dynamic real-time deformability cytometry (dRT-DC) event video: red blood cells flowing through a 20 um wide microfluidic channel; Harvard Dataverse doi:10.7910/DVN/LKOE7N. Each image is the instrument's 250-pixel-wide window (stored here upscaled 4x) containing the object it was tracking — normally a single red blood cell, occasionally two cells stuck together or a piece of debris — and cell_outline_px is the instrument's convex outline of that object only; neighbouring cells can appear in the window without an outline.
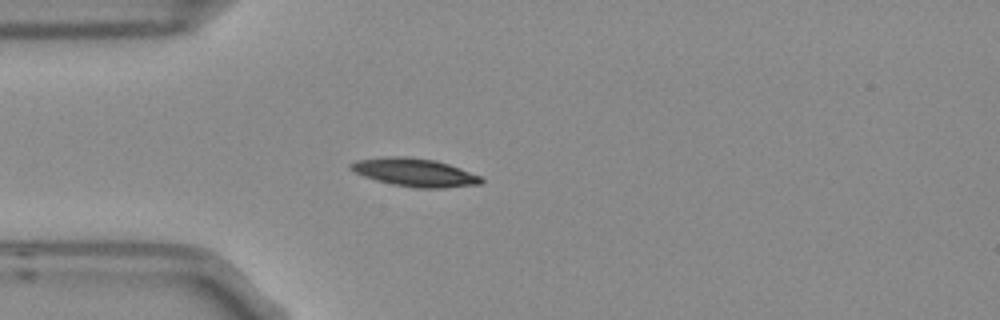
{"species": "Egyptian fruit bat (a non-hibernating species)", "species_latin": "Rousettus aegyptiacus", "temperature_condition": "room temperature", "stored_images_in_passage": 5, "camera_frame_rate_fps": 3000, "um_per_image_px": 0.085, "frame": {"image": 1, "passage_image": 4, "time_ms": 1.0, "image_size_px": [1000, 320], "cell_outline_px": [[484, 180], [480, 184], [444, 188], [416, 188], [392, 184], [376, 180], [364, 176], [348, 168], [348, 164], [356, 160], [392, 156], [404, 156], [436, 160], [460, 168], [480, 176]], "centroid_in_image_um": [35.24, 14.65], "position_along_channel_um": 49.8, "area_um2": 21.33}}